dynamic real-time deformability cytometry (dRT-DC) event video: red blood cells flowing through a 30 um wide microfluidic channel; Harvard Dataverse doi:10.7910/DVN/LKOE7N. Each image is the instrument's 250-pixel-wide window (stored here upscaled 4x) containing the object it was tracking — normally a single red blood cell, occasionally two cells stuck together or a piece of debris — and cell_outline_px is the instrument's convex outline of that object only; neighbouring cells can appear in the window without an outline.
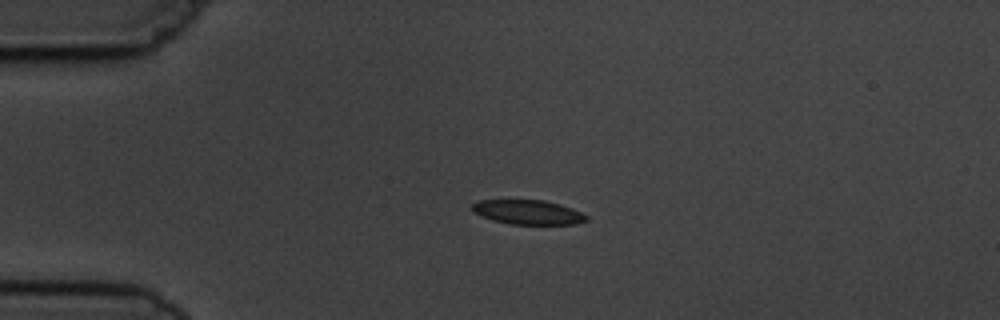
{"species": "common noctule bat (a hibernating species)", "species_latin": "Nyctalus noctula", "temperature_condition": "cold", "stored_images_in_passage": 4, "camera_frame_rate_fps": 3000, "um_per_image_px": 0.085, "animal": {"sex": "male", "body_mass_g": 19.5, "forearm_length_mm": 54.6}, "frame": {"image": 1, "passage_image": 3, "time_ms": 2.333, "image_size_px": [1000, 320], "cell_outline_px": [[588, 220], [576, 224], [512, 224], [492, 220], [480, 216], [472, 212], [472, 204], [476, 200], [544, 200], [560, 204], [572, 208], [588, 216]], "centroid_in_image_um": [44.85, 18.03], "position_along_channel_um": 40.1, "area_um2": 16.36}}